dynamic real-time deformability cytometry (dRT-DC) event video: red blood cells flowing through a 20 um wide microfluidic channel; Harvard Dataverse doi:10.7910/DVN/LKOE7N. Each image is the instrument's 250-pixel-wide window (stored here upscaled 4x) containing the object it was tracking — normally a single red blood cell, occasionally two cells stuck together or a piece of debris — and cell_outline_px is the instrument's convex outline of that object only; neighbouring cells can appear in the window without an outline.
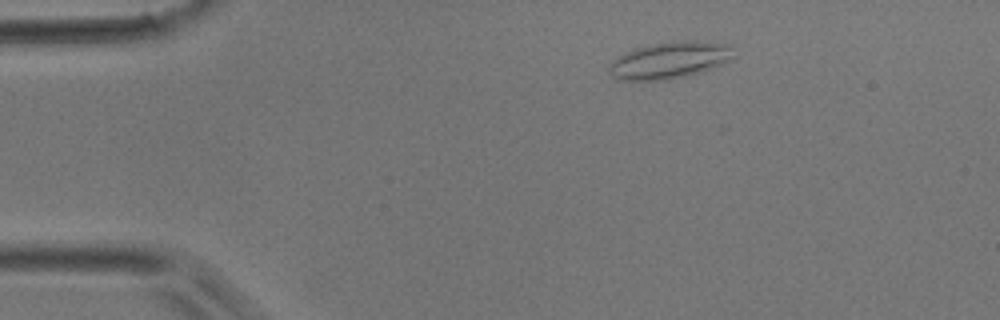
{"species": "common noctule bat (a hibernating species)", "species_latin": "Nyctalus noctula", "temperature_condition": "room temperature", "stored_images_in_passage": 4, "camera_frame_rate_fps": 3000, "um_per_image_px": 0.085, "animal": {"sex": "male", "body_mass_g": 17.9}, "frame": {"image": 1, "passage_image": 1, "time_ms": 0.0, "image_size_px": [1000, 320], "cell_outline_px": [[732, 60], [700, 72], [668, 80], [620, 80], [612, 76], [608, 72], [608, 64], [612, 60], [636, 48], [652, 44], [672, 40], [696, 40], [724, 44], [728, 48]], "centroid_in_image_um": [56.84, 5.12], "position_along_channel_um": 28.2, "area_um2": 26.36}}